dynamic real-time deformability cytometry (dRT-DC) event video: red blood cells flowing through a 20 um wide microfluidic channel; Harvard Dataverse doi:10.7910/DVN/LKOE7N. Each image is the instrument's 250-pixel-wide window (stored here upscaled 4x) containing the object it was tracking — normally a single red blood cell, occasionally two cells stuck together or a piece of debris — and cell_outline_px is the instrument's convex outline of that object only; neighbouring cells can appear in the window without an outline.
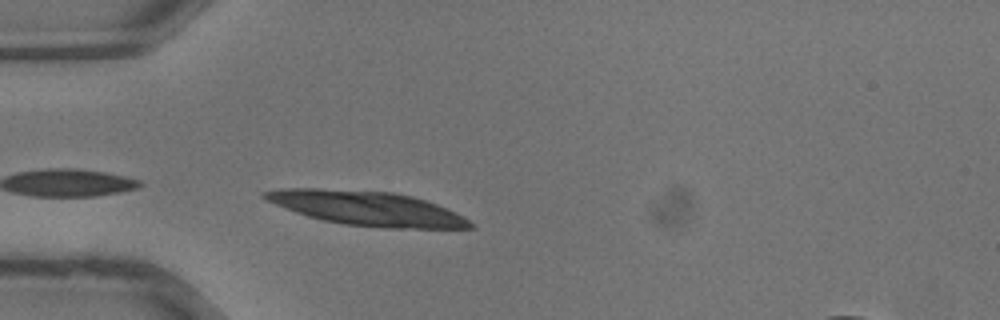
{"species": "common noctule bat (a hibernating species)", "species_latin": "Nyctalus noctula", "temperature_condition": "warm", "stored_images_in_passage": 9, "camera_frame_rate_fps": 3000, "um_per_image_px": 0.085, "animal": {"sex": "male", "body_mass_g": 13.3}, "frame": {"image": 1, "passage_image": 6, "time_ms": 1.667, "image_size_px": [1000, 320], "cell_outline_px": [[476, 228], [388, 228], [344, 224], [324, 220], [308, 216], [296, 212], [276, 204], [260, 196], [260, 192], [284, 188], [320, 188], [392, 192], [412, 196], [436, 204], [468, 220]], "centroid_in_image_um": [31.14, 17.7], "position_along_channel_um": 53.9, "area_um2": 40.46}}